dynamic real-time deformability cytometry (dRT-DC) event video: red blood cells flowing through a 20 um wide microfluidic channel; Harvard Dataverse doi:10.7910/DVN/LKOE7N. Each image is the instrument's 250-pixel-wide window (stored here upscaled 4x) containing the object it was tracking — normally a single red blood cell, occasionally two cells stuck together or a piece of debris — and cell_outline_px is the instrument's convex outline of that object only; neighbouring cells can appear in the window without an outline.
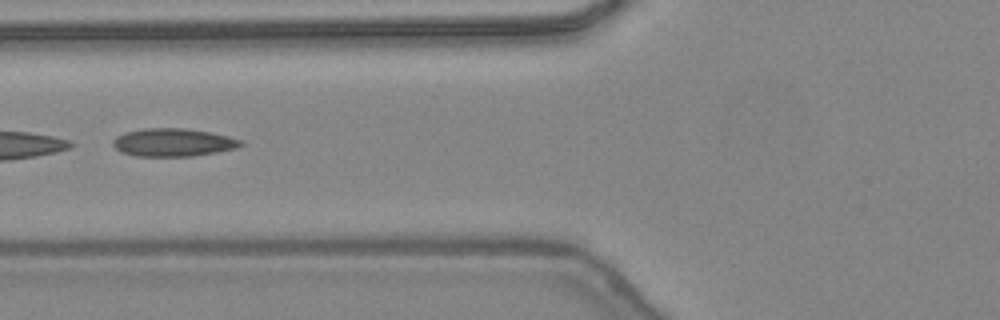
{"species": "common noctule bat (a hibernating species)", "species_latin": "Nyctalus noctula", "temperature_condition": "warm", "stored_images_in_passage": 25, "camera_frame_rate_fps": 3000, "um_per_image_px": 0.085, "animal": {"sex": "female", "body_mass_g": 24.6, "forearm_length_mm": 56.2}, "frame": {"image": 1, "passage_image": 20, "time_ms": 6.333, "image_size_px": [1000, 320], "cell_outline_px": [[244, 144], [236, 148], [216, 152], [192, 156], [136, 156], [120, 152], [112, 144], [112, 140], [116, 136], [124, 132], [144, 128], [184, 128], [212, 132], [244, 140]], "centroid_in_image_um": [14.71, 12.1], "position_along_channel_um": 111.1, "area_um2": 21.04}}